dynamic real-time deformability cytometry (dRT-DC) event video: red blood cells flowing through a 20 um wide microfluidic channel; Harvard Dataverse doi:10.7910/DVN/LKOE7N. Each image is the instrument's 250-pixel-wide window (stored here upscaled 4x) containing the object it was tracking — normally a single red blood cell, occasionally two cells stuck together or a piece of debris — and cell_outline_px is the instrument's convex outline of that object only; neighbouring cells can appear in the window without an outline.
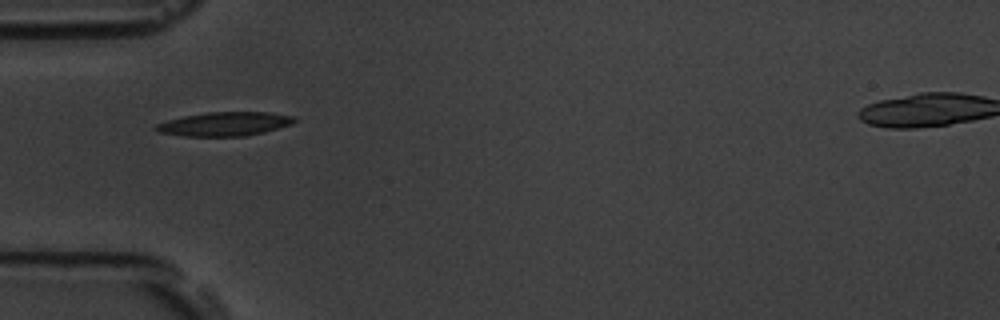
{"species": "common noctule bat (a hibernating species)", "species_latin": "Nyctalus noctula", "temperature_condition": "room temperature", "stored_images_in_passage": 31, "camera_frame_rate_fps": 3000, "um_per_image_px": 0.085, "animal": {"sex": "male", "body_mass_g": 19.5, "forearm_length_mm": 54.6}, "frame": {"image": 1, "passage_image": 1, "time_ms": 0.0, "image_size_px": [1000, 320], "cell_outline_px": [[296, 120], [292, 124], [264, 132], [244, 136], [184, 136], [160, 132], [152, 128], [156, 124], [168, 120], [184, 116], [208, 112], [268, 112], [296, 116]], "centroid_in_image_um": [19.11, 10.53], "position_along_channel_um": 65.9, "area_um2": 19.25}}
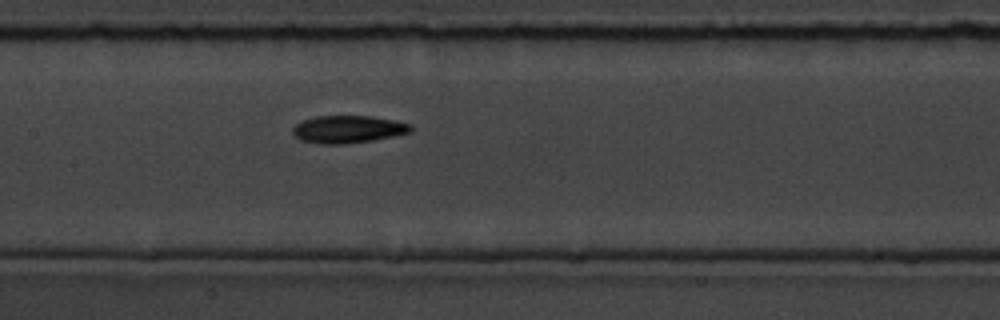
{"frame": {"image": 2, "passage_image": 10, "time_ms": 3.0, "image_size_px": [1000, 320], "cell_outline_px": [[412, 132], [372, 140], [344, 144], [320, 144], [300, 140], [292, 132], [292, 128], [296, 124], [304, 120], [316, 116], [372, 116], [412, 124]], "centroid_in_image_um": [29.57, 10.99], "position_along_channel_um": 177.8, "area_um2": 18.84}}
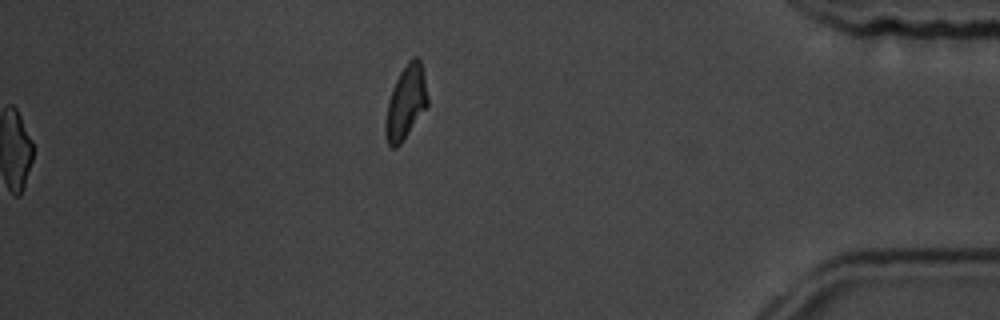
{"frame": {"image": 3, "passage_image": 31, "time_ms": 10.0, "image_size_px": [1000, 320], "cell_outline_px": [[428, 104], [400, 144], [396, 148], [392, 148], [388, 144], [384, 132], [384, 124], [388, 100], [392, 88], [400, 72], [408, 60], [412, 56], [416, 56], [420, 60], [424, 76], [428, 96]], "centroid_in_image_um": [34.47, 8.69], "position_along_channel_um": 400.7, "area_um2": 17.98}, "authors_computed_cell_mechanics": {"area_um2": 18.3226, "velocity_mm_per_s": 3.7453, "shape_relaxation_time_tau1_ms": 5.679, "shape_relaxation_time_tau2_ms": 5.8105, "deformation_change_tau1": 0.1697, "deformation_change_tau2": 0.131}}